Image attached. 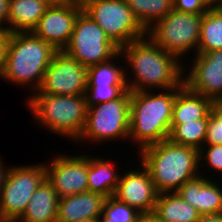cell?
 Here are the masks:
<instances>
[{
	"label": "cell",
	"instance_id": "60d3db41",
	"mask_svg": "<svg viewBox=\"0 0 222 222\" xmlns=\"http://www.w3.org/2000/svg\"><path fill=\"white\" fill-rule=\"evenodd\" d=\"M45 1H49L51 4L57 3V0H45Z\"/></svg>",
	"mask_w": 222,
	"mask_h": 222
},
{
	"label": "cell",
	"instance_id": "ac0fdd59",
	"mask_svg": "<svg viewBox=\"0 0 222 222\" xmlns=\"http://www.w3.org/2000/svg\"><path fill=\"white\" fill-rule=\"evenodd\" d=\"M60 197L45 178L16 222H56Z\"/></svg>",
	"mask_w": 222,
	"mask_h": 222
},
{
	"label": "cell",
	"instance_id": "7c38bea8",
	"mask_svg": "<svg viewBox=\"0 0 222 222\" xmlns=\"http://www.w3.org/2000/svg\"><path fill=\"white\" fill-rule=\"evenodd\" d=\"M44 165L46 179L60 198L88 191V155L58 154Z\"/></svg>",
	"mask_w": 222,
	"mask_h": 222
},
{
	"label": "cell",
	"instance_id": "4fadbf2b",
	"mask_svg": "<svg viewBox=\"0 0 222 222\" xmlns=\"http://www.w3.org/2000/svg\"><path fill=\"white\" fill-rule=\"evenodd\" d=\"M82 6L72 3H54L46 9L32 33L62 51L70 41Z\"/></svg>",
	"mask_w": 222,
	"mask_h": 222
},
{
	"label": "cell",
	"instance_id": "4dcf8cb0",
	"mask_svg": "<svg viewBox=\"0 0 222 222\" xmlns=\"http://www.w3.org/2000/svg\"><path fill=\"white\" fill-rule=\"evenodd\" d=\"M210 7V0H173V9L185 13L204 15Z\"/></svg>",
	"mask_w": 222,
	"mask_h": 222
},
{
	"label": "cell",
	"instance_id": "6da1fadb",
	"mask_svg": "<svg viewBox=\"0 0 222 222\" xmlns=\"http://www.w3.org/2000/svg\"><path fill=\"white\" fill-rule=\"evenodd\" d=\"M124 63L131 68L127 78L131 92L169 90L184 87L183 63L178 57L156 45L147 35L120 48ZM154 88V89H152Z\"/></svg>",
	"mask_w": 222,
	"mask_h": 222
},
{
	"label": "cell",
	"instance_id": "74e56055",
	"mask_svg": "<svg viewBox=\"0 0 222 222\" xmlns=\"http://www.w3.org/2000/svg\"><path fill=\"white\" fill-rule=\"evenodd\" d=\"M142 222H158V221L154 219L151 215H149V216H143Z\"/></svg>",
	"mask_w": 222,
	"mask_h": 222
},
{
	"label": "cell",
	"instance_id": "e0dca14e",
	"mask_svg": "<svg viewBox=\"0 0 222 222\" xmlns=\"http://www.w3.org/2000/svg\"><path fill=\"white\" fill-rule=\"evenodd\" d=\"M106 197L90 191L59 199L56 222H78L99 219Z\"/></svg>",
	"mask_w": 222,
	"mask_h": 222
},
{
	"label": "cell",
	"instance_id": "ab89813d",
	"mask_svg": "<svg viewBox=\"0 0 222 222\" xmlns=\"http://www.w3.org/2000/svg\"><path fill=\"white\" fill-rule=\"evenodd\" d=\"M0 222H15V221L9 220V219L0 218Z\"/></svg>",
	"mask_w": 222,
	"mask_h": 222
},
{
	"label": "cell",
	"instance_id": "5b68a950",
	"mask_svg": "<svg viewBox=\"0 0 222 222\" xmlns=\"http://www.w3.org/2000/svg\"><path fill=\"white\" fill-rule=\"evenodd\" d=\"M26 104L40 126L78 141L87 119L85 95L32 94Z\"/></svg>",
	"mask_w": 222,
	"mask_h": 222
},
{
	"label": "cell",
	"instance_id": "d4e9b609",
	"mask_svg": "<svg viewBox=\"0 0 222 222\" xmlns=\"http://www.w3.org/2000/svg\"><path fill=\"white\" fill-rule=\"evenodd\" d=\"M145 31L173 10V0H125Z\"/></svg>",
	"mask_w": 222,
	"mask_h": 222
},
{
	"label": "cell",
	"instance_id": "277c9868",
	"mask_svg": "<svg viewBox=\"0 0 222 222\" xmlns=\"http://www.w3.org/2000/svg\"><path fill=\"white\" fill-rule=\"evenodd\" d=\"M56 52L51 44L32 32L9 33L0 77L18 86H30L35 93Z\"/></svg>",
	"mask_w": 222,
	"mask_h": 222
},
{
	"label": "cell",
	"instance_id": "30bf717a",
	"mask_svg": "<svg viewBox=\"0 0 222 222\" xmlns=\"http://www.w3.org/2000/svg\"><path fill=\"white\" fill-rule=\"evenodd\" d=\"M45 178L44 164L9 166L0 195V218L16 222Z\"/></svg>",
	"mask_w": 222,
	"mask_h": 222
},
{
	"label": "cell",
	"instance_id": "7402d4cb",
	"mask_svg": "<svg viewBox=\"0 0 222 222\" xmlns=\"http://www.w3.org/2000/svg\"><path fill=\"white\" fill-rule=\"evenodd\" d=\"M115 169L112 162L88 155V191L106 198L112 197L120 179V174Z\"/></svg>",
	"mask_w": 222,
	"mask_h": 222
},
{
	"label": "cell",
	"instance_id": "2e32d148",
	"mask_svg": "<svg viewBox=\"0 0 222 222\" xmlns=\"http://www.w3.org/2000/svg\"><path fill=\"white\" fill-rule=\"evenodd\" d=\"M204 174L187 181L176 192L201 215L222 214V188ZM211 178V180H210Z\"/></svg>",
	"mask_w": 222,
	"mask_h": 222
},
{
	"label": "cell",
	"instance_id": "8992f818",
	"mask_svg": "<svg viewBox=\"0 0 222 222\" xmlns=\"http://www.w3.org/2000/svg\"><path fill=\"white\" fill-rule=\"evenodd\" d=\"M201 22L202 15L173 9L149 28L146 35L161 49L182 60L192 50L197 54Z\"/></svg>",
	"mask_w": 222,
	"mask_h": 222
},
{
	"label": "cell",
	"instance_id": "f1b7e54d",
	"mask_svg": "<svg viewBox=\"0 0 222 222\" xmlns=\"http://www.w3.org/2000/svg\"><path fill=\"white\" fill-rule=\"evenodd\" d=\"M204 144H222V101H213Z\"/></svg>",
	"mask_w": 222,
	"mask_h": 222
},
{
	"label": "cell",
	"instance_id": "8fae6325",
	"mask_svg": "<svg viewBox=\"0 0 222 222\" xmlns=\"http://www.w3.org/2000/svg\"><path fill=\"white\" fill-rule=\"evenodd\" d=\"M86 88L87 68L62 50L53 56L34 94L85 95Z\"/></svg>",
	"mask_w": 222,
	"mask_h": 222
},
{
	"label": "cell",
	"instance_id": "7a4b0ae2",
	"mask_svg": "<svg viewBox=\"0 0 222 222\" xmlns=\"http://www.w3.org/2000/svg\"><path fill=\"white\" fill-rule=\"evenodd\" d=\"M139 152L140 164L147 169L159 194L176 192L184 183L202 174L199 150L193 147L166 139Z\"/></svg>",
	"mask_w": 222,
	"mask_h": 222
},
{
	"label": "cell",
	"instance_id": "d590c367",
	"mask_svg": "<svg viewBox=\"0 0 222 222\" xmlns=\"http://www.w3.org/2000/svg\"><path fill=\"white\" fill-rule=\"evenodd\" d=\"M89 0H57L60 3H72L77 4L79 6H84Z\"/></svg>",
	"mask_w": 222,
	"mask_h": 222
},
{
	"label": "cell",
	"instance_id": "9a60e30c",
	"mask_svg": "<svg viewBox=\"0 0 222 222\" xmlns=\"http://www.w3.org/2000/svg\"><path fill=\"white\" fill-rule=\"evenodd\" d=\"M139 167L142 168L120 175L113 197L135 208L143 216H149L154 211L159 193L147 169L142 164Z\"/></svg>",
	"mask_w": 222,
	"mask_h": 222
},
{
	"label": "cell",
	"instance_id": "3957f363",
	"mask_svg": "<svg viewBox=\"0 0 222 222\" xmlns=\"http://www.w3.org/2000/svg\"><path fill=\"white\" fill-rule=\"evenodd\" d=\"M182 88L131 92L129 139L139 151L168 139L173 103Z\"/></svg>",
	"mask_w": 222,
	"mask_h": 222
},
{
	"label": "cell",
	"instance_id": "9c48e42d",
	"mask_svg": "<svg viewBox=\"0 0 222 222\" xmlns=\"http://www.w3.org/2000/svg\"><path fill=\"white\" fill-rule=\"evenodd\" d=\"M63 51L86 68L114 58L120 48L83 10L76 18L70 41Z\"/></svg>",
	"mask_w": 222,
	"mask_h": 222
},
{
	"label": "cell",
	"instance_id": "cb8c5ba5",
	"mask_svg": "<svg viewBox=\"0 0 222 222\" xmlns=\"http://www.w3.org/2000/svg\"><path fill=\"white\" fill-rule=\"evenodd\" d=\"M119 52L114 58L107 62L99 63L87 68V85H119L125 91L129 90L127 84V66L122 68L113 62V59L120 58ZM125 68V69H124Z\"/></svg>",
	"mask_w": 222,
	"mask_h": 222
},
{
	"label": "cell",
	"instance_id": "1f68e13d",
	"mask_svg": "<svg viewBox=\"0 0 222 222\" xmlns=\"http://www.w3.org/2000/svg\"><path fill=\"white\" fill-rule=\"evenodd\" d=\"M10 0H0V29L6 30L8 23ZM3 24H6L2 26Z\"/></svg>",
	"mask_w": 222,
	"mask_h": 222
},
{
	"label": "cell",
	"instance_id": "5bb4252c",
	"mask_svg": "<svg viewBox=\"0 0 222 222\" xmlns=\"http://www.w3.org/2000/svg\"><path fill=\"white\" fill-rule=\"evenodd\" d=\"M194 56L193 68H189L188 75L184 74V85L212 101H222V50Z\"/></svg>",
	"mask_w": 222,
	"mask_h": 222
},
{
	"label": "cell",
	"instance_id": "d6986e66",
	"mask_svg": "<svg viewBox=\"0 0 222 222\" xmlns=\"http://www.w3.org/2000/svg\"><path fill=\"white\" fill-rule=\"evenodd\" d=\"M50 4L45 0H10L6 30L32 32Z\"/></svg>",
	"mask_w": 222,
	"mask_h": 222
},
{
	"label": "cell",
	"instance_id": "836d02e7",
	"mask_svg": "<svg viewBox=\"0 0 222 222\" xmlns=\"http://www.w3.org/2000/svg\"><path fill=\"white\" fill-rule=\"evenodd\" d=\"M197 222H222V214L201 215Z\"/></svg>",
	"mask_w": 222,
	"mask_h": 222
},
{
	"label": "cell",
	"instance_id": "44dd1931",
	"mask_svg": "<svg viewBox=\"0 0 222 222\" xmlns=\"http://www.w3.org/2000/svg\"><path fill=\"white\" fill-rule=\"evenodd\" d=\"M151 216L158 222H197L201 214L177 192H166L158 194Z\"/></svg>",
	"mask_w": 222,
	"mask_h": 222
},
{
	"label": "cell",
	"instance_id": "f35d334b",
	"mask_svg": "<svg viewBox=\"0 0 222 222\" xmlns=\"http://www.w3.org/2000/svg\"><path fill=\"white\" fill-rule=\"evenodd\" d=\"M78 222H100L99 219H95V220H81Z\"/></svg>",
	"mask_w": 222,
	"mask_h": 222
},
{
	"label": "cell",
	"instance_id": "d6a6232c",
	"mask_svg": "<svg viewBox=\"0 0 222 222\" xmlns=\"http://www.w3.org/2000/svg\"><path fill=\"white\" fill-rule=\"evenodd\" d=\"M8 38L9 32L7 30L0 29V74L4 64Z\"/></svg>",
	"mask_w": 222,
	"mask_h": 222
},
{
	"label": "cell",
	"instance_id": "484cf974",
	"mask_svg": "<svg viewBox=\"0 0 222 222\" xmlns=\"http://www.w3.org/2000/svg\"><path fill=\"white\" fill-rule=\"evenodd\" d=\"M208 123L209 119H200L183 124H171L168 139L175 144L199 150L204 145Z\"/></svg>",
	"mask_w": 222,
	"mask_h": 222
},
{
	"label": "cell",
	"instance_id": "603a6c76",
	"mask_svg": "<svg viewBox=\"0 0 222 222\" xmlns=\"http://www.w3.org/2000/svg\"><path fill=\"white\" fill-rule=\"evenodd\" d=\"M222 50V8L210 7L202 15L197 54Z\"/></svg>",
	"mask_w": 222,
	"mask_h": 222
},
{
	"label": "cell",
	"instance_id": "e575fe53",
	"mask_svg": "<svg viewBox=\"0 0 222 222\" xmlns=\"http://www.w3.org/2000/svg\"><path fill=\"white\" fill-rule=\"evenodd\" d=\"M6 165H4L1 157H0V195H1V190L3 188V183H4V180H5V177H6V174H7V171H8V166L5 167Z\"/></svg>",
	"mask_w": 222,
	"mask_h": 222
},
{
	"label": "cell",
	"instance_id": "f546056e",
	"mask_svg": "<svg viewBox=\"0 0 222 222\" xmlns=\"http://www.w3.org/2000/svg\"><path fill=\"white\" fill-rule=\"evenodd\" d=\"M203 160L206 161L204 166L207 163L214 173L222 174V144H204L199 149V161Z\"/></svg>",
	"mask_w": 222,
	"mask_h": 222
},
{
	"label": "cell",
	"instance_id": "ffe728a7",
	"mask_svg": "<svg viewBox=\"0 0 222 222\" xmlns=\"http://www.w3.org/2000/svg\"><path fill=\"white\" fill-rule=\"evenodd\" d=\"M212 102L210 98L194 93L184 86L176 94L171 124H183L194 120L209 119Z\"/></svg>",
	"mask_w": 222,
	"mask_h": 222
},
{
	"label": "cell",
	"instance_id": "4316f807",
	"mask_svg": "<svg viewBox=\"0 0 222 222\" xmlns=\"http://www.w3.org/2000/svg\"><path fill=\"white\" fill-rule=\"evenodd\" d=\"M143 215L135 208L118 201L116 198L109 197L103 206V214L100 222H142Z\"/></svg>",
	"mask_w": 222,
	"mask_h": 222
},
{
	"label": "cell",
	"instance_id": "8d00e7d4",
	"mask_svg": "<svg viewBox=\"0 0 222 222\" xmlns=\"http://www.w3.org/2000/svg\"><path fill=\"white\" fill-rule=\"evenodd\" d=\"M211 6L215 8H222V0H212Z\"/></svg>",
	"mask_w": 222,
	"mask_h": 222
},
{
	"label": "cell",
	"instance_id": "ba28073f",
	"mask_svg": "<svg viewBox=\"0 0 222 222\" xmlns=\"http://www.w3.org/2000/svg\"><path fill=\"white\" fill-rule=\"evenodd\" d=\"M82 8L119 48L146 36L125 0H89Z\"/></svg>",
	"mask_w": 222,
	"mask_h": 222
},
{
	"label": "cell",
	"instance_id": "83f0119b",
	"mask_svg": "<svg viewBox=\"0 0 222 222\" xmlns=\"http://www.w3.org/2000/svg\"><path fill=\"white\" fill-rule=\"evenodd\" d=\"M125 92L119 85H87L85 90L87 108L118 99Z\"/></svg>",
	"mask_w": 222,
	"mask_h": 222
},
{
	"label": "cell",
	"instance_id": "52a82bcc",
	"mask_svg": "<svg viewBox=\"0 0 222 222\" xmlns=\"http://www.w3.org/2000/svg\"><path fill=\"white\" fill-rule=\"evenodd\" d=\"M130 98L131 91L128 90L118 99L89 107L85 128L78 142L129 139Z\"/></svg>",
	"mask_w": 222,
	"mask_h": 222
}]
</instances>
